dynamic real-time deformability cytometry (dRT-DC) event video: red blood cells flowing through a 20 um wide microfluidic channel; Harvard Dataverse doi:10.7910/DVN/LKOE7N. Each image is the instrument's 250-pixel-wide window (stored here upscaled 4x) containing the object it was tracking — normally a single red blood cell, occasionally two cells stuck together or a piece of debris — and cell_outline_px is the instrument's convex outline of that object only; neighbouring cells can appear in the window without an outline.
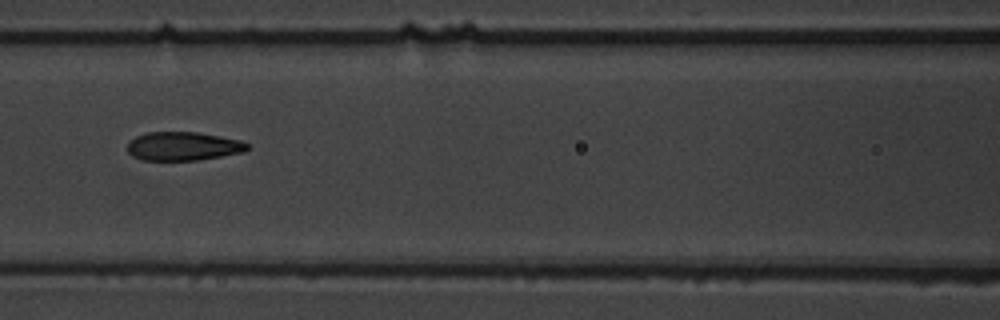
{"species": "common noctule bat (a hibernating species)", "species_latin": "Nyctalus noctula", "temperature_condition": "warm", "stored_images_in_passage": 11, "camera_frame_rate_fps": 3000, "um_per_image_px": 0.085, "animal": {"sex": "male", "body_mass_g": 19.5, "forearm_length_mm": 54.6}, "frame": {"image": 1, "passage_image": 7, "time_ms": 8.0, "image_size_px": [1000, 320], "cell_outline_px": [[248, 148], [244, 152], [196, 160], [144, 160], [132, 156], [128, 152], [128, 140], [136, 136], [148, 132], [196, 132], [220, 136], [240, 140], [248, 144]], "centroid_in_image_um": [15.54, 12.42], "position_along_channel_um": 151.1, "area_um2": 19.94}}
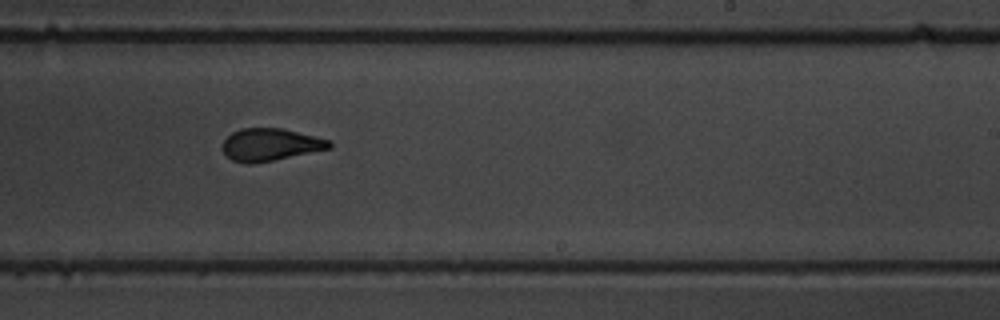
{"frame": {"image": 2, "passage_image": 10, "time_ms": 11.333, "image_size_px": [1000, 320], "cell_outline_px": [[332, 148], [252, 164], [244, 164], [232, 160], [224, 152], [224, 140], [232, 132], [240, 128], [284, 128], [332, 140]], "centroid_in_image_um": [23.01, 12.28], "position_along_channel_um": 266.0, "area_um2": 20.17}}
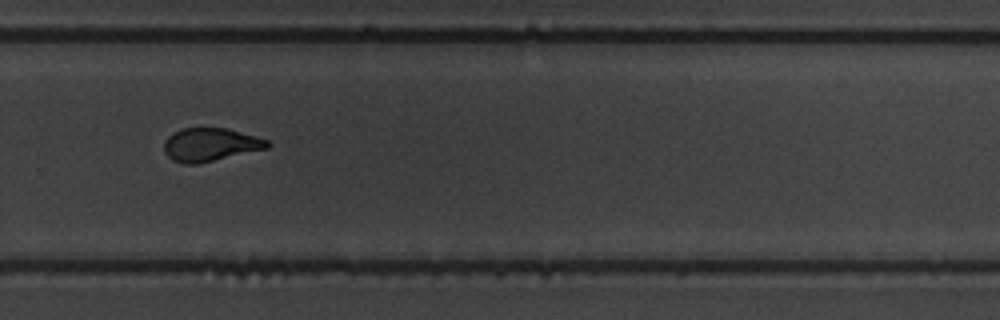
{"frame": {"image": 3, "passage_image": 11, "time_ms": 12.667, "image_size_px": [1000, 320], "cell_outline_px": [[272, 144], [268, 148], [196, 164], [184, 164], [172, 160], [164, 152], [164, 144], [168, 136], [180, 128], [224, 128], [256, 136], [268, 140]], "centroid_in_image_um": [17.87, 12.29], "position_along_channel_um": 311.9, "area_um2": 19.88}}